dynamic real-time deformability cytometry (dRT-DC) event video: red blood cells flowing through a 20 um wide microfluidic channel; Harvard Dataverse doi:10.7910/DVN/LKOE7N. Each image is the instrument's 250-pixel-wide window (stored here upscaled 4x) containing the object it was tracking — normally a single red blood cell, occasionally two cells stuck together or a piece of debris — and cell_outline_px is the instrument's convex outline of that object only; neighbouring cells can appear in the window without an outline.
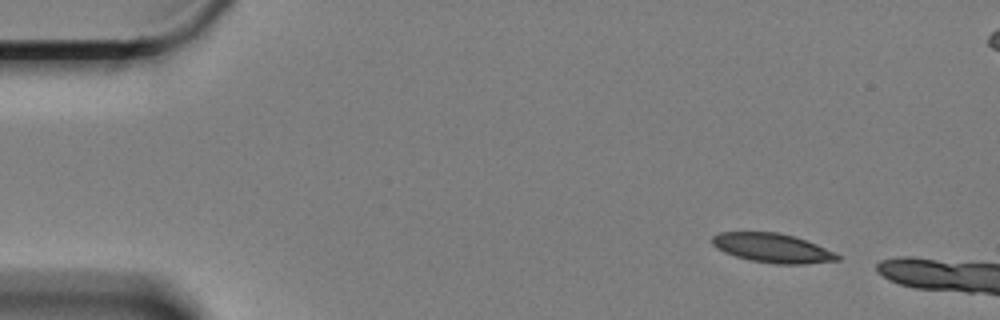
{"species": "Egyptian fruit bat (a non-hibernating species)", "species_latin": "Rousettus aegyptiacus", "temperature_condition": "cold", "stored_images_in_passage": 6, "camera_frame_rate_fps": 3000, "um_per_image_px": 0.085, "animal": {"sex": "female"}, "frame": {"image": 1, "passage_image": 1, "time_ms": 0.0, "image_size_px": [1000, 320], "cell_outline_px": [[840, 260], [808, 264], [776, 264], [748, 260], [724, 252], [716, 248], [712, 244], [712, 236], [720, 232], [776, 232], [796, 236], [816, 244], [840, 256]], "centroid_in_image_um": [65.64, 21.08], "position_along_channel_um": 19.4, "area_um2": 21.33}}